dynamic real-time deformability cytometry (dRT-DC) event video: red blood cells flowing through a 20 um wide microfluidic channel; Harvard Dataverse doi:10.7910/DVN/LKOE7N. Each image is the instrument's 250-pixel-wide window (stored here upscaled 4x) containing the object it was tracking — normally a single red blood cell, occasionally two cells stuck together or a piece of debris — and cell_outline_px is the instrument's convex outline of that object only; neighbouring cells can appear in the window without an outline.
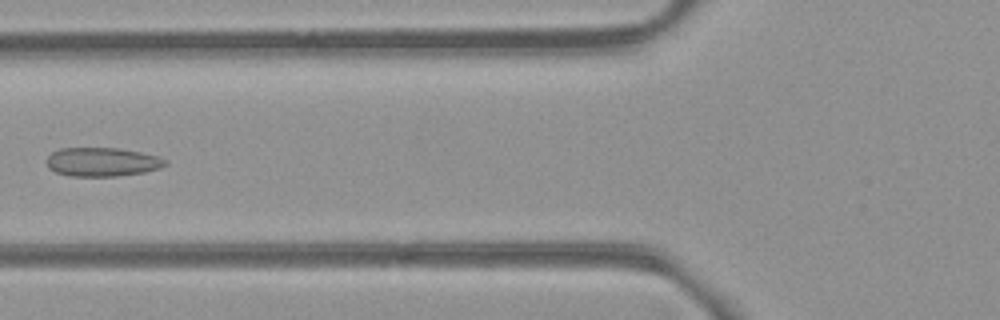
{"species": "common noctule bat (a hibernating species)", "species_latin": "Nyctalus noctula", "temperature_condition": "room temperature", "stored_images_in_passage": 5, "camera_frame_rate_fps": 3000, "um_per_image_px": 0.085, "animal": {"sex": "female", "body_mass_g": 21.9}, "frame": {"image": 1, "passage_image": 5, "time_ms": 4.333, "image_size_px": [1000, 320], "cell_outline_px": [[168, 164], [160, 168], [144, 172], [116, 176], [68, 176], [56, 172], [48, 168], [48, 156], [52, 152], [60, 148], [116, 148], [140, 152], [156, 156], [168, 160]], "centroid_in_image_um": [8.69, 13.77], "position_along_channel_um": 117.1, "area_um2": 19.88}}